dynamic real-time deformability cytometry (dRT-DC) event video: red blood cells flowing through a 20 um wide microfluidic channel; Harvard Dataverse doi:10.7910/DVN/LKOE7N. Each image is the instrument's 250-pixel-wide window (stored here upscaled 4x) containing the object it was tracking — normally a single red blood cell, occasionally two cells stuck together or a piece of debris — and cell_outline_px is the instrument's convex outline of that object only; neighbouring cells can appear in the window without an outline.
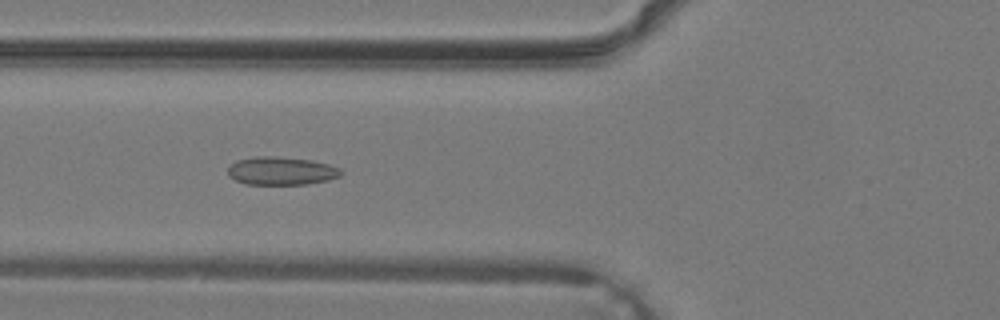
{"species": "common noctule bat (a hibernating species)", "species_latin": "Nyctalus noctula", "temperature_condition": "warm", "stored_images_in_passage": 33, "camera_frame_rate_fps": 3000, "um_per_image_px": 0.085, "animal": {"sex": "male", "body_mass_g": 19.2, "forearm_length_mm": 51.8}, "frame": {"image": 1, "passage_image": 10, "time_ms": 3.0, "image_size_px": [1000, 320], "cell_outline_px": [[344, 172], [340, 176], [328, 180], [304, 184], [244, 184], [228, 176], [228, 168], [236, 160], [252, 156], [272, 156], [312, 160], [328, 164], [340, 168]], "centroid_in_image_um": [23.9, 14.52], "position_along_channel_um": 101.9, "area_um2": 18.61}}
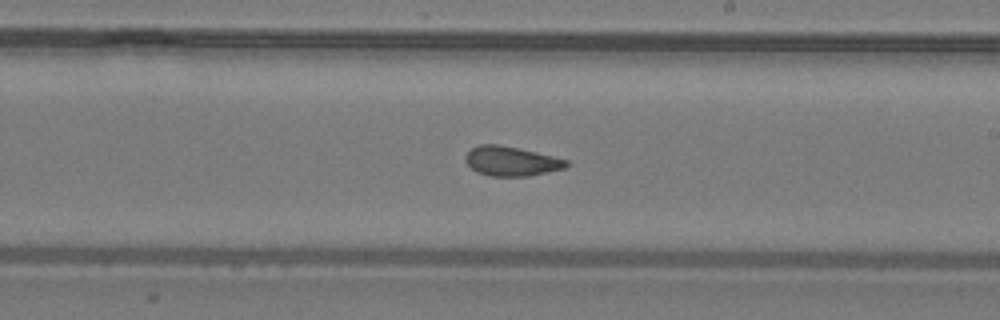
{"frame": {"image": 2, "passage_image": 18, "time_ms": 5.667, "image_size_px": [1000, 320], "cell_outline_px": [[568, 164], [564, 168], [528, 176], [488, 176], [476, 172], [464, 160], [464, 156], [472, 148], [480, 144], [496, 144], [536, 152], [568, 160]], "centroid_in_image_um": [43.41, 13.7], "position_along_channel_um": 245.6, "area_um2": 17.17}}
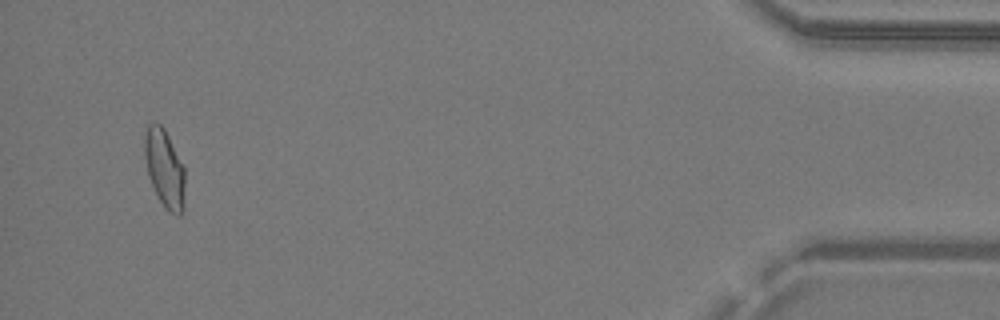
{"frame": {"image": 3, "passage_image": 32, "time_ms": 10.333, "image_size_px": [1000, 320], "cell_outline_px": [[184, 208], [180, 216], [176, 216], [168, 212], [164, 208], [148, 176], [144, 156], [144, 136], [148, 124], [160, 124], [164, 128], [184, 168]], "centroid_in_image_um": [13.98, 14.36], "position_along_channel_um": 421.2, "area_um2": 18.26}}